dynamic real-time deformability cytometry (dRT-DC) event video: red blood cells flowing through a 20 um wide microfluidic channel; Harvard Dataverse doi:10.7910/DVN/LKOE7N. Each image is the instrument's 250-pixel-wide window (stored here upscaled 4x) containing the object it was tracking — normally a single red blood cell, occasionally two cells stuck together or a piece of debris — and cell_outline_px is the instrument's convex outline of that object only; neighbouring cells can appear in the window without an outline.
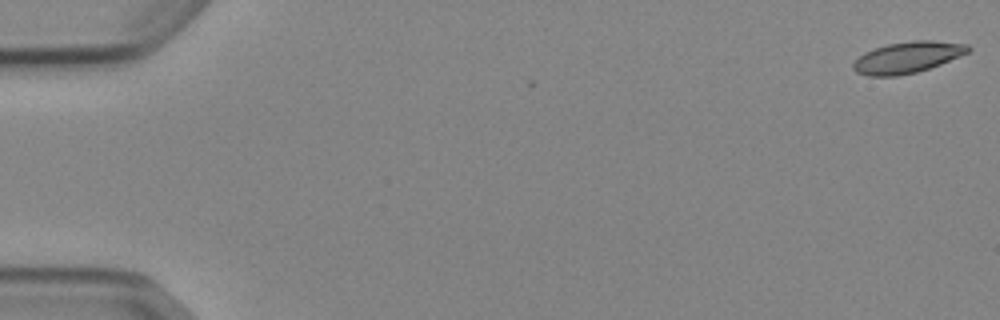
{"species": "Egyptian fruit bat (a non-hibernating species)", "species_latin": "Rousettus aegyptiacus", "temperature_condition": "cold", "stored_images_in_passage": 3, "camera_frame_rate_fps": 3000, "um_per_image_px": 0.085, "animal": {"sex": "female"}, "frame": {"image": 1, "passage_image": 1, "time_ms": 0.0, "image_size_px": [1000, 320], "cell_outline_px": [[972, 48], [968, 52], [960, 56], [940, 64], [916, 72], [896, 76], [868, 76], [856, 72], [852, 68], [852, 64], [864, 52], [888, 44], [912, 40], [932, 40], [968, 44]], "centroid_in_image_um": [77.14, 4.87], "position_along_channel_um": 7.9, "area_um2": 20.87}}